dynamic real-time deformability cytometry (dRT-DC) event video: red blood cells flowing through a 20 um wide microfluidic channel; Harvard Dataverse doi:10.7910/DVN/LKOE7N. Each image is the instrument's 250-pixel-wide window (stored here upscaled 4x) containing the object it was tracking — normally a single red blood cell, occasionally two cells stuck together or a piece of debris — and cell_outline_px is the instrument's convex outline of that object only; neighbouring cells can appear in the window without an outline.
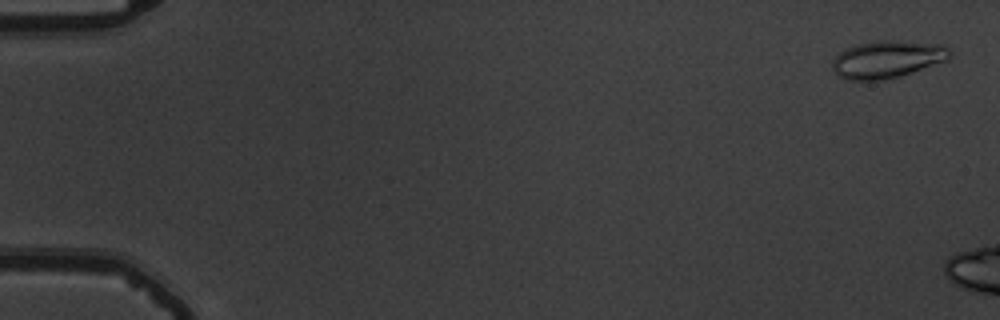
{"species": "common noctule bat (a hibernating species)", "species_latin": "Nyctalus noctula", "temperature_condition": "warm", "stored_images_in_passage": 7, "camera_frame_rate_fps": 3000, "um_per_image_px": 0.085, "animal": {"sex": "male", "body_mass_g": 19.5, "forearm_length_mm": 54.6}, "frame": {"image": 1, "passage_image": 2, "time_ms": 0.333, "image_size_px": [1000, 320], "cell_outline_px": [[952, 52], [944, 60], [900, 76], [884, 80], [848, 80], [840, 76], [832, 68], [832, 60], [844, 48], [856, 44], [884, 40], [944, 44]], "centroid_in_image_um": [75.37, 5.03], "position_along_channel_um": 9.6, "area_um2": 25.2}}